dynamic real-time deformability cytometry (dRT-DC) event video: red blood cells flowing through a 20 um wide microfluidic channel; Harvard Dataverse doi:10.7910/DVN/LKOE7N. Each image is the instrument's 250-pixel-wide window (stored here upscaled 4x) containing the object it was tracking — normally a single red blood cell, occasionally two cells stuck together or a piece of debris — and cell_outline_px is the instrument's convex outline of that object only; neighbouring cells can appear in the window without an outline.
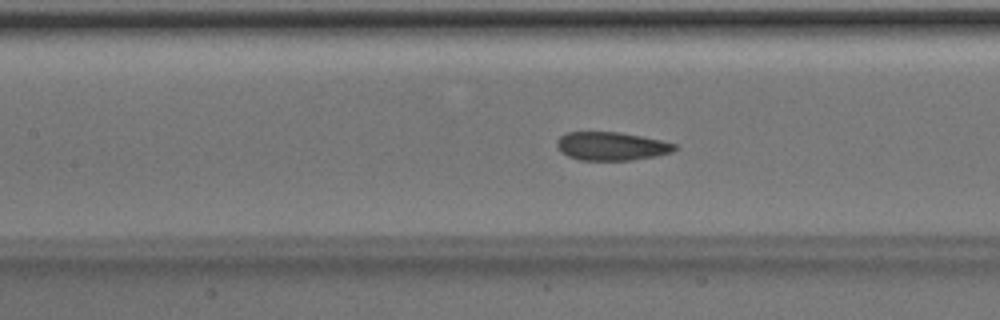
{"species": "Egyptian fruit bat (a non-hibernating species)", "species_latin": "Rousettus aegyptiacus", "temperature_condition": "room temperature", "stored_images_in_passage": 52, "camera_frame_rate_fps": 3000, "um_per_image_px": 0.085, "animal": {"sex": "male"}, "frame": {"image": 1, "passage_image": 23, "time_ms": 7.333, "image_size_px": [1000, 320], "cell_outline_px": [[676, 148], [672, 152], [656, 156], [632, 160], [580, 160], [568, 156], [560, 152], [556, 148], [556, 140], [560, 136], [568, 132], [620, 132], [660, 140], [676, 144]], "centroid_in_image_um": [51.93, 12.43], "position_along_channel_um": 155.5, "area_um2": 19.54}}
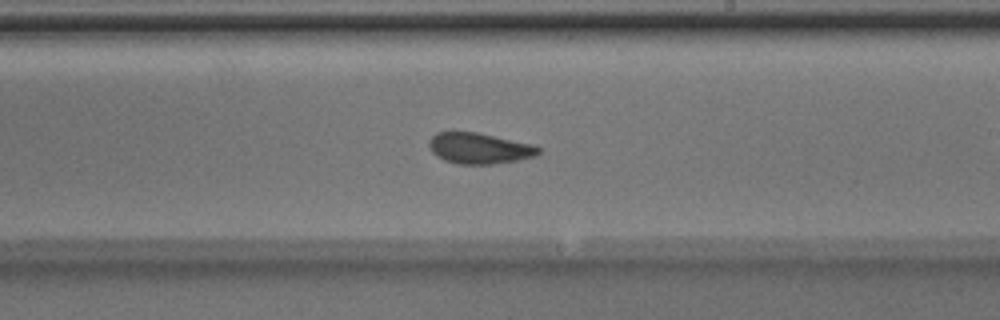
{"frame": {"image": 2, "passage_image": 30, "time_ms": 9.667, "image_size_px": [1000, 320], "cell_outline_px": [[540, 152], [536, 156], [516, 160], [492, 164], [456, 164], [444, 160], [436, 156], [432, 152], [428, 144], [428, 140], [436, 132], [476, 132], [532, 144], [540, 148]], "centroid_in_image_um": [40.7, 12.61], "position_along_channel_um": 248.3, "area_um2": 19.65}}
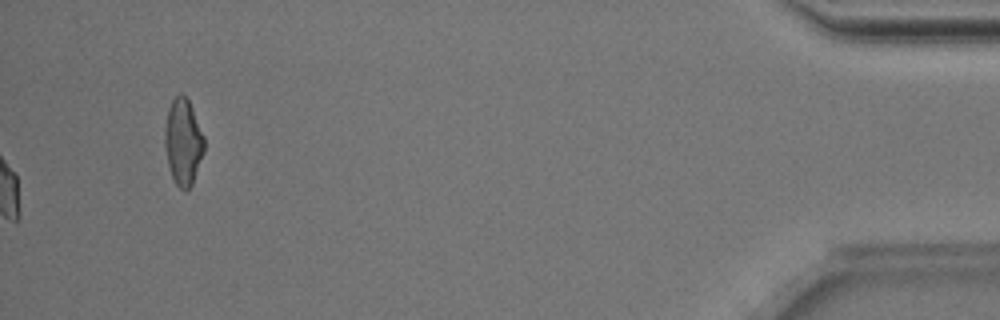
{"frame": {"image": 3, "passage_image": 52, "time_ms": 17.0, "image_size_px": [1000, 320], "cell_outline_px": [[204, 152], [192, 184], [188, 188], [180, 188], [176, 184], [172, 176], [168, 164], [164, 144], [164, 128], [168, 108], [172, 100], [176, 96], [184, 96], [188, 100], [192, 108], [204, 136]], "centroid_in_image_um": [15.56, 12.06], "position_along_channel_um": 419.6, "area_um2": 19.54}, "authors_computed_cell_mechanics": {"area_um2": 19.7676, "velocity_mm_per_s": 3.9976, "shape_relaxation_time_tau1_ms": 10.836, "shape_relaxation_time_tau2_ms": 2.2796, "deformation_change_tau1": 0.1927, "deformation_change_tau2": 0.0674}}